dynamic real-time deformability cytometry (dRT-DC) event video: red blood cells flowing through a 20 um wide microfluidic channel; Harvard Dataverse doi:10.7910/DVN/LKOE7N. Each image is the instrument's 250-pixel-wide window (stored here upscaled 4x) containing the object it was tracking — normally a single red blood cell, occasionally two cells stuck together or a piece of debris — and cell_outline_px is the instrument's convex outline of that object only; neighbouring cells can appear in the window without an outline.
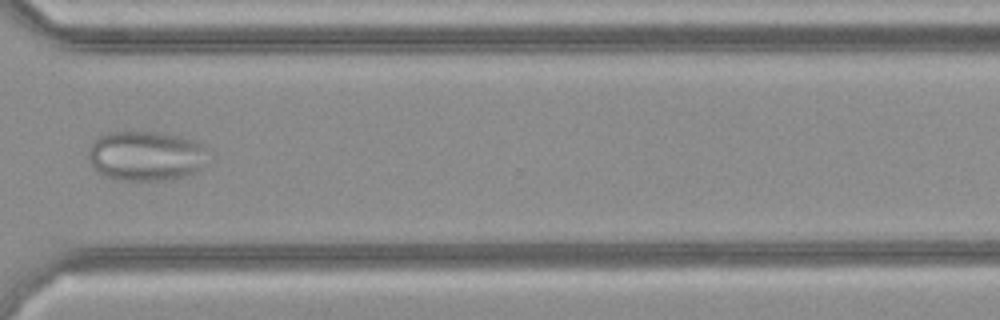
{"species": "common noctule bat (a hibernating species)", "species_latin": "Nyctalus noctula", "temperature_condition": "cold", "stored_images_in_passage": 26, "camera_frame_rate_fps": 3000, "um_per_image_px": 0.085, "animal": {"sex": "female", "body_mass_g": 21.9}, "frame": {"image": 1, "passage_image": 17, "time_ms": 5.333, "image_size_px": [1000, 320], "cell_outline_px": [[212, 160], [200, 168], [184, 176], [164, 180], [124, 180], [108, 176], [92, 168], [88, 160], [88, 152], [92, 144], [100, 136], [108, 132], [160, 132], [180, 136], [196, 140], [212, 148]], "centroid_in_image_um": [12.52, 13.23], "position_along_channel_um": 358.1, "area_um2": 35.37}}